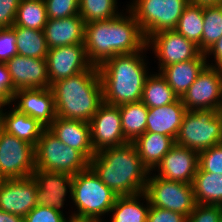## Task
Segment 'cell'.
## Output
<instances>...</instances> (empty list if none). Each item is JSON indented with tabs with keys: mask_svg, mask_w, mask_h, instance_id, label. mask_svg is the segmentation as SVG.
<instances>
[{
	"mask_svg": "<svg viewBox=\"0 0 222 222\" xmlns=\"http://www.w3.org/2000/svg\"><path fill=\"white\" fill-rule=\"evenodd\" d=\"M109 20L85 24L84 46L89 62L99 67L116 55L141 51L146 38L132 12Z\"/></svg>",
	"mask_w": 222,
	"mask_h": 222,
	"instance_id": "1",
	"label": "cell"
},
{
	"mask_svg": "<svg viewBox=\"0 0 222 222\" xmlns=\"http://www.w3.org/2000/svg\"><path fill=\"white\" fill-rule=\"evenodd\" d=\"M89 167L117 196L144 192L149 170L132 142L103 149L89 160Z\"/></svg>",
	"mask_w": 222,
	"mask_h": 222,
	"instance_id": "2",
	"label": "cell"
},
{
	"mask_svg": "<svg viewBox=\"0 0 222 222\" xmlns=\"http://www.w3.org/2000/svg\"><path fill=\"white\" fill-rule=\"evenodd\" d=\"M145 49L148 50L147 45L141 51L113 56L97 67L104 103L119 106L141 101L144 83L149 75L145 56L141 54Z\"/></svg>",
	"mask_w": 222,
	"mask_h": 222,
	"instance_id": "3",
	"label": "cell"
},
{
	"mask_svg": "<svg viewBox=\"0 0 222 222\" xmlns=\"http://www.w3.org/2000/svg\"><path fill=\"white\" fill-rule=\"evenodd\" d=\"M56 115L88 122L103 103L102 84L98 68L77 73L51 85Z\"/></svg>",
	"mask_w": 222,
	"mask_h": 222,
	"instance_id": "4",
	"label": "cell"
},
{
	"mask_svg": "<svg viewBox=\"0 0 222 222\" xmlns=\"http://www.w3.org/2000/svg\"><path fill=\"white\" fill-rule=\"evenodd\" d=\"M116 198L117 195L88 167L73 175L71 199L78 213L74 212L69 219L101 221V216L110 213Z\"/></svg>",
	"mask_w": 222,
	"mask_h": 222,
	"instance_id": "5",
	"label": "cell"
},
{
	"mask_svg": "<svg viewBox=\"0 0 222 222\" xmlns=\"http://www.w3.org/2000/svg\"><path fill=\"white\" fill-rule=\"evenodd\" d=\"M222 143V112L214 109L187 110L175 144L197 152Z\"/></svg>",
	"mask_w": 222,
	"mask_h": 222,
	"instance_id": "6",
	"label": "cell"
},
{
	"mask_svg": "<svg viewBox=\"0 0 222 222\" xmlns=\"http://www.w3.org/2000/svg\"><path fill=\"white\" fill-rule=\"evenodd\" d=\"M36 170L68 173L72 176L89 167V160L78 150L65 145L47 128L35 146Z\"/></svg>",
	"mask_w": 222,
	"mask_h": 222,
	"instance_id": "7",
	"label": "cell"
},
{
	"mask_svg": "<svg viewBox=\"0 0 222 222\" xmlns=\"http://www.w3.org/2000/svg\"><path fill=\"white\" fill-rule=\"evenodd\" d=\"M190 0H133L128 6L146 40L153 34L175 30Z\"/></svg>",
	"mask_w": 222,
	"mask_h": 222,
	"instance_id": "8",
	"label": "cell"
},
{
	"mask_svg": "<svg viewBox=\"0 0 222 222\" xmlns=\"http://www.w3.org/2000/svg\"><path fill=\"white\" fill-rule=\"evenodd\" d=\"M153 175L148 176L144 190L150 206L171 210L188 217L196 206L192 184L170 181Z\"/></svg>",
	"mask_w": 222,
	"mask_h": 222,
	"instance_id": "9",
	"label": "cell"
},
{
	"mask_svg": "<svg viewBox=\"0 0 222 222\" xmlns=\"http://www.w3.org/2000/svg\"><path fill=\"white\" fill-rule=\"evenodd\" d=\"M35 170V147L0 128V178L30 177Z\"/></svg>",
	"mask_w": 222,
	"mask_h": 222,
	"instance_id": "10",
	"label": "cell"
},
{
	"mask_svg": "<svg viewBox=\"0 0 222 222\" xmlns=\"http://www.w3.org/2000/svg\"><path fill=\"white\" fill-rule=\"evenodd\" d=\"M222 99V69L206 65L181 97L187 110L214 109L220 111Z\"/></svg>",
	"mask_w": 222,
	"mask_h": 222,
	"instance_id": "11",
	"label": "cell"
},
{
	"mask_svg": "<svg viewBox=\"0 0 222 222\" xmlns=\"http://www.w3.org/2000/svg\"><path fill=\"white\" fill-rule=\"evenodd\" d=\"M153 48L159 60V71L169 65L195 59L202 52L192 41L187 40L176 30H165L151 35L146 42Z\"/></svg>",
	"mask_w": 222,
	"mask_h": 222,
	"instance_id": "12",
	"label": "cell"
},
{
	"mask_svg": "<svg viewBox=\"0 0 222 222\" xmlns=\"http://www.w3.org/2000/svg\"><path fill=\"white\" fill-rule=\"evenodd\" d=\"M94 152L128 143L122 131L119 106L102 103L89 121Z\"/></svg>",
	"mask_w": 222,
	"mask_h": 222,
	"instance_id": "13",
	"label": "cell"
},
{
	"mask_svg": "<svg viewBox=\"0 0 222 222\" xmlns=\"http://www.w3.org/2000/svg\"><path fill=\"white\" fill-rule=\"evenodd\" d=\"M46 60L50 87L54 82L86 71L92 66L84 44L48 49Z\"/></svg>",
	"mask_w": 222,
	"mask_h": 222,
	"instance_id": "14",
	"label": "cell"
},
{
	"mask_svg": "<svg viewBox=\"0 0 222 222\" xmlns=\"http://www.w3.org/2000/svg\"><path fill=\"white\" fill-rule=\"evenodd\" d=\"M37 183L32 176L0 181V210L25 217L37 206Z\"/></svg>",
	"mask_w": 222,
	"mask_h": 222,
	"instance_id": "15",
	"label": "cell"
},
{
	"mask_svg": "<svg viewBox=\"0 0 222 222\" xmlns=\"http://www.w3.org/2000/svg\"><path fill=\"white\" fill-rule=\"evenodd\" d=\"M6 65L16 90L50 87L46 59L17 54Z\"/></svg>",
	"mask_w": 222,
	"mask_h": 222,
	"instance_id": "16",
	"label": "cell"
},
{
	"mask_svg": "<svg viewBox=\"0 0 222 222\" xmlns=\"http://www.w3.org/2000/svg\"><path fill=\"white\" fill-rule=\"evenodd\" d=\"M198 167V152L175 144L154 170L163 179L192 184Z\"/></svg>",
	"mask_w": 222,
	"mask_h": 222,
	"instance_id": "17",
	"label": "cell"
},
{
	"mask_svg": "<svg viewBox=\"0 0 222 222\" xmlns=\"http://www.w3.org/2000/svg\"><path fill=\"white\" fill-rule=\"evenodd\" d=\"M32 177L37 183V205L62 211L60 208L64 207L65 196L68 192L72 196L73 176L68 173L35 170Z\"/></svg>",
	"mask_w": 222,
	"mask_h": 222,
	"instance_id": "18",
	"label": "cell"
},
{
	"mask_svg": "<svg viewBox=\"0 0 222 222\" xmlns=\"http://www.w3.org/2000/svg\"><path fill=\"white\" fill-rule=\"evenodd\" d=\"M15 100L18 101L17 104L14 103L15 109L38 120L46 128L57 117L51 87L19 89L14 93L12 102Z\"/></svg>",
	"mask_w": 222,
	"mask_h": 222,
	"instance_id": "19",
	"label": "cell"
},
{
	"mask_svg": "<svg viewBox=\"0 0 222 222\" xmlns=\"http://www.w3.org/2000/svg\"><path fill=\"white\" fill-rule=\"evenodd\" d=\"M47 129L65 145L80 151L88 160L95 155L88 122L57 116Z\"/></svg>",
	"mask_w": 222,
	"mask_h": 222,
	"instance_id": "20",
	"label": "cell"
},
{
	"mask_svg": "<svg viewBox=\"0 0 222 222\" xmlns=\"http://www.w3.org/2000/svg\"><path fill=\"white\" fill-rule=\"evenodd\" d=\"M43 31L48 49L84 44L85 22L79 14L60 19L48 18Z\"/></svg>",
	"mask_w": 222,
	"mask_h": 222,
	"instance_id": "21",
	"label": "cell"
},
{
	"mask_svg": "<svg viewBox=\"0 0 222 222\" xmlns=\"http://www.w3.org/2000/svg\"><path fill=\"white\" fill-rule=\"evenodd\" d=\"M186 111L181 98L165 106L149 108L146 132L163 134L176 139Z\"/></svg>",
	"mask_w": 222,
	"mask_h": 222,
	"instance_id": "22",
	"label": "cell"
},
{
	"mask_svg": "<svg viewBox=\"0 0 222 222\" xmlns=\"http://www.w3.org/2000/svg\"><path fill=\"white\" fill-rule=\"evenodd\" d=\"M206 65L207 57L205 53H201L195 59L163 67L160 74L166 79L174 93L181 98Z\"/></svg>",
	"mask_w": 222,
	"mask_h": 222,
	"instance_id": "23",
	"label": "cell"
},
{
	"mask_svg": "<svg viewBox=\"0 0 222 222\" xmlns=\"http://www.w3.org/2000/svg\"><path fill=\"white\" fill-rule=\"evenodd\" d=\"M132 143L141 158L142 164L151 173L175 145V139L163 134L145 132Z\"/></svg>",
	"mask_w": 222,
	"mask_h": 222,
	"instance_id": "24",
	"label": "cell"
},
{
	"mask_svg": "<svg viewBox=\"0 0 222 222\" xmlns=\"http://www.w3.org/2000/svg\"><path fill=\"white\" fill-rule=\"evenodd\" d=\"M8 112L1 111V128L35 147L46 127L38 120L19 112L15 108Z\"/></svg>",
	"mask_w": 222,
	"mask_h": 222,
	"instance_id": "25",
	"label": "cell"
},
{
	"mask_svg": "<svg viewBox=\"0 0 222 222\" xmlns=\"http://www.w3.org/2000/svg\"><path fill=\"white\" fill-rule=\"evenodd\" d=\"M192 186L196 204L222 206V174L204 172L198 167Z\"/></svg>",
	"mask_w": 222,
	"mask_h": 222,
	"instance_id": "26",
	"label": "cell"
},
{
	"mask_svg": "<svg viewBox=\"0 0 222 222\" xmlns=\"http://www.w3.org/2000/svg\"><path fill=\"white\" fill-rule=\"evenodd\" d=\"M140 197L146 200V206L139 201ZM149 208L150 204L144 192L135 195L117 196L110 211L113 214L111 222H147Z\"/></svg>",
	"mask_w": 222,
	"mask_h": 222,
	"instance_id": "27",
	"label": "cell"
},
{
	"mask_svg": "<svg viewBox=\"0 0 222 222\" xmlns=\"http://www.w3.org/2000/svg\"><path fill=\"white\" fill-rule=\"evenodd\" d=\"M119 110L124 137L128 142H133L146 132L149 108L138 101L119 105Z\"/></svg>",
	"mask_w": 222,
	"mask_h": 222,
	"instance_id": "28",
	"label": "cell"
},
{
	"mask_svg": "<svg viewBox=\"0 0 222 222\" xmlns=\"http://www.w3.org/2000/svg\"><path fill=\"white\" fill-rule=\"evenodd\" d=\"M179 97L174 93L166 79L159 73L147 76L141 101L148 108L161 107L173 103Z\"/></svg>",
	"mask_w": 222,
	"mask_h": 222,
	"instance_id": "29",
	"label": "cell"
},
{
	"mask_svg": "<svg viewBox=\"0 0 222 222\" xmlns=\"http://www.w3.org/2000/svg\"><path fill=\"white\" fill-rule=\"evenodd\" d=\"M16 35V46L19 55L46 59L48 47L44 31L20 26H12Z\"/></svg>",
	"mask_w": 222,
	"mask_h": 222,
	"instance_id": "30",
	"label": "cell"
},
{
	"mask_svg": "<svg viewBox=\"0 0 222 222\" xmlns=\"http://www.w3.org/2000/svg\"><path fill=\"white\" fill-rule=\"evenodd\" d=\"M203 25V6L190 2L182 12L175 30L200 47Z\"/></svg>",
	"mask_w": 222,
	"mask_h": 222,
	"instance_id": "31",
	"label": "cell"
},
{
	"mask_svg": "<svg viewBox=\"0 0 222 222\" xmlns=\"http://www.w3.org/2000/svg\"><path fill=\"white\" fill-rule=\"evenodd\" d=\"M47 21L44 0H21L13 26L43 31Z\"/></svg>",
	"mask_w": 222,
	"mask_h": 222,
	"instance_id": "32",
	"label": "cell"
},
{
	"mask_svg": "<svg viewBox=\"0 0 222 222\" xmlns=\"http://www.w3.org/2000/svg\"><path fill=\"white\" fill-rule=\"evenodd\" d=\"M202 45L199 50L205 53L222 36V4L203 6Z\"/></svg>",
	"mask_w": 222,
	"mask_h": 222,
	"instance_id": "33",
	"label": "cell"
},
{
	"mask_svg": "<svg viewBox=\"0 0 222 222\" xmlns=\"http://www.w3.org/2000/svg\"><path fill=\"white\" fill-rule=\"evenodd\" d=\"M116 4V0H79V15L85 24L113 19L120 14Z\"/></svg>",
	"mask_w": 222,
	"mask_h": 222,
	"instance_id": "34",
	"label": "cell"
},
{
	"mask_svg": "<svg viewBox=\"0 0 222 222\" xmlns=\"http://www.w3.org/2000/svg\"><path fill=\"white\" fill-rule=\"evenodd\" d=\"M198 162L202 171L222 174V143L198 152Z\"/></svg>",
	"mask_w": 222,
	"mask_h": 222,
	"instance_id": "35",
	"label": "cell"
},
{
	"mask_svg": "<svg viewBox=\"0 0 222 222\" xmlns=\"http://www.w3.org/2000/svg\"><path fill=\"white\" fill-rule=\"evenodd\" d=\"M47 16L60 19L79 14V0H44Z\"/></svg>",
	"mask_w": 222,
	"mask_h": 222,
	"instance_id": "36",
	"label": "cell"
},
{
	"mask_svg": "<svg viewBox=\"0 0 222 222\" xmlns=\"http://www.w3.org/2000/svg\"><path fill=\"white\" fill-rule=\"evenodd\" d=\"M64 216L63 211L37 205L24 217V222H71Z\"/></svg>",
	"mask_w": 222,
	"mask_h": 222,
	"instance_id": "37",
	"label": "cell"
},
{
	"mask_svg": "<svg viewBox=\"0 0 222 222\" xmlns=\"http://www.w3.org/2000/svg\"><path fill=\"white\" fill-rule=\"evenodd\" d=\"M222 217V206L196 204L186 222H219Z\"/></svg>",
	"mask_w": 222,
	"mask_h": 222,
	"instance_id": "38",
	"label": "cell"
},
{
	"mask_svg": "<svg viewBox=\"0 0 222 222\" xmlns=\"http://www.w3.org/2000/svg\"><path fill=\"white\" fill-rule=\"evenodd\" d=\"M16 35L11 28L0 29V62H7L18 54Z\"/></svg>",
	"mask_w": 222,
	"mask_h": 222,
	"instance_id": "39",
	"label": "cell"
},
{
	"mask_svg": "<svg viewBox=\"0 0 222 222\" xmlns=\"http://www.w3.org/2000/svg\"><path fill=\"white\" fill-rule=\"evenodd\" d=\"M21 0H0V29L11 28Z\"/></svg>",
	"mask_w": 222,
	"mask_h": 222,
	"instance_id": "40",
	"label": "cell"
},
{
	"mask_svg": "<svg viewBox=\"0 0 222 222\" xmlns=\"http://www.w3.org/2000/svg\"><path fill=\"white\" fill-rule=\"evenodd\" d=\"M186 221L187 217L183 214L154 206H150L147 214V222H186Z\"/></svg>",
	"mask_w": 222,
	"mask_h": 222,
	"instance_id": "41",
	"label": "cell"
},
{
	"mask_svg": "<svg viewBox=\"0 0 222 222\" xmlns=\"http://www.w3.org/2000/svg\"><path fill=\"white\" fill-rule=\"evenodd\" d=\"M15 89L5 62H0V93L12 104Z\"/></svg>",
	"mask_w": 222,
	"mask_h": 222,
	"instance_id": "42",
	"label": "cell"
},
{
	"mask_svg": "<svg viewBox=\"0 0 222 222\" xmlns=\"http://www.w3.org/2000/svg\"><path fill=\"white\" fill-rule=\"evenodd\" d=\"M212 53L215 59V64L211 65L210 63H207V65L222 69V36L205 52V55L207 57V55H212Z\"/></svg>",
	"mask_w": 222,
	"mask_h": 222,
	"instance_id": "43",
	"label": "cell"
},
{
	"mask_svg": "<svg viewBox=\"0 0 222 222\" xmlns=\"http://www.w3.org/2000/svg\"><path fill=\"white\" fill-rule=\"evenodd\" d=\"M0 222H24V217L0 210Z\"/></svg>",
	"mask_w": 222,
	"mask_h": 222,
	"instance_id": "44",
	"label": "cell"
},
{
	"mask_svg": "<svg viewBox=\"0 0 222 222\" xmlns=\"http://www.w3.org/2000/svg\"><path fill=\"white\" fill-rule=\"evenodd\" d=\"M191 3L197 4V5H214V4H221L222 0H190Z\"/></svg>",
	"mask_w": 222,
	"mask_h": 222,
	"instance_id": "45",
	"label": "cell"
},
{
	"mask_svg": "<svg viewBox=\"0 0 222 222\" xmlns=\"http://www.w3.org/2000/svg\"><path fill=\"white\" fill-rule=\"evenodd\" d=\"M5 105L9 106L11 105L10 102L0 93V111L3 110V107H5Z\"/></svg>",
	"mask_w": 222,
	"mask_h": 222,
	"instance_id": "46",
	"label": "cell"
},
{
	"mask_svg": "<svg viewBox=\"0 0 222 222\" xmlns=\"http://www.w3.org/2000/svg\"><path fill=\"white\" fill-rule=\"evenodd\" d=\"M71 222H103L101 221H91V220H71Z\"/></svg>",
	"mask_w": 222,
	"mask_h": 222,
	"instance_id": "47",
	"label": "cell"
},
{
	"mask_svg": "<svg viewBox=\"0 0 222 222\" xmlns=\"http://www.w3.org/2000/svg\"><path fill=\"white\" fill-rule=\"evenodd\" d=\"M220 112H222V99H221V107H220Z\"/></svg>",
	"mask_w": 222,
	"mask_h": 222,
	"instance_id": "48",
	"label": "cell"
},
{
	"mask_svg": "<svg viewBox=\"0 0 222 222\" xmlns=\"http://www.w3.org/2000/svg\"><path fill=\"white\" fill-rule=\"evenodd\" d=\"M0 128H1V111H0Z\"/></svg>",
	"mask_w": 222,
	"mask_h": 222,
	"instance_id": "49",
	"label": "cell"
}]
</instances>
